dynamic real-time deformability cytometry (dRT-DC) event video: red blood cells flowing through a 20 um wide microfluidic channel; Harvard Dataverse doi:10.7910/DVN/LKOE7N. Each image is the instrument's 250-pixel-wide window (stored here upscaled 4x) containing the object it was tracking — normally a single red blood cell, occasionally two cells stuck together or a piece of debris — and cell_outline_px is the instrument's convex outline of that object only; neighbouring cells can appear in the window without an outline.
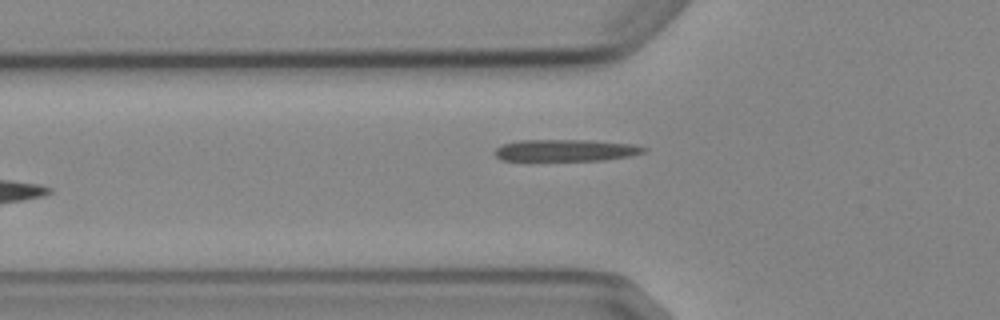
{"species": "Egyptian fruit bat (a non-hibernating species)", "species_latin": "Rousettus aegyptiacus", "temperature_condition": "cold", "stored_images_in_passage": 8, "camera_frame_rate_fps": 3000, "um_per_image_px": 0.085, "animal": {"sex": "female"}, "frame": {"image": 1, "passage_image": 6, "time_ms": 6.0, "image_size_px": [1000, 320], "cell_outline_px": [[648, 148], [644, 152], [628, 156], [604, 160], [532, 164], [524, 164], [500, 160], [492, 152], [500, 144], [516, 140], [588, 140], [632, 144]], "centroid_in_image_um": [47.87, 12.84], "position_along_channel_um": 77.9, "area_um2": 20.58}}
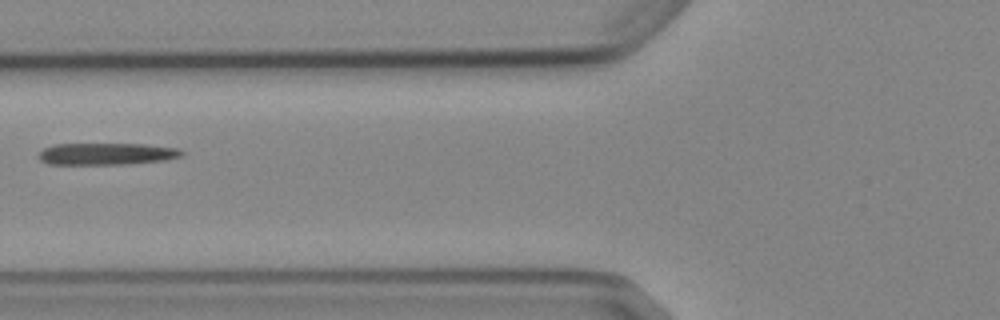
{"frame": {"image": 2, "passage_image": 7, "time_ms": 7.0, "image_size_px": [1000, 320], "cell_outline_px": [[184, 156], [168, 160], [128, 164], [48, 164], [40, 160], [40, 152], [44, 148], [56, 144], [144, 144], [176, 148], [184, 152]], "centroid_in_image_um": [9.12, 13.08], "position_along_channel_um": 116.7, "area_um2": 18.26}}
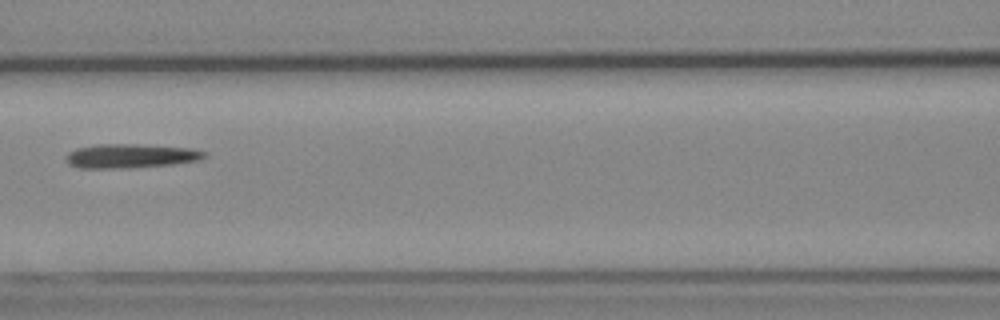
{"frame": {"image": 3, "passage_image": 8, "time_ms": 8.0, "image_size_px": [1000, 320], "cell_outline_px": [[208, 156], [200, 160], [172, 164], [132, 168], [80, 168], [68, 164], [68, 152], [76, 148], [96, 144], [136, 144], [192, 148], [208, 152]], "centroid_in_image_um": [11.16, 13.25], "position_along_channel_um": 155.4, "area_um2": 19.59}}